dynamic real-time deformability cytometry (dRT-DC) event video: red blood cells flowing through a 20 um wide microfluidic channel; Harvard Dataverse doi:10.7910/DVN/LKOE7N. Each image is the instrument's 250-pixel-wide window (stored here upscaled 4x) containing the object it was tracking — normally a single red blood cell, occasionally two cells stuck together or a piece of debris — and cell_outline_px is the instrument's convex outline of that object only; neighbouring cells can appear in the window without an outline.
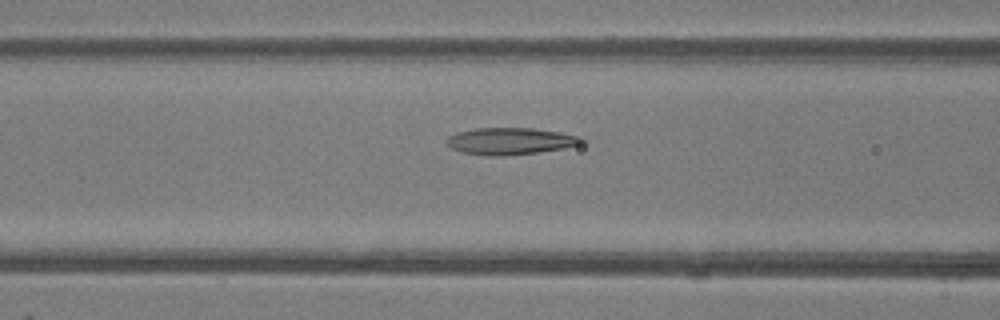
{"species": "common noctule bat (a hibernating species)", "species_latin": "Nyctalus noctula", "temperature_condition": "room temperature", "stored_images_in_passage": 8, "camera_frame_rate_fps": 3000, "um_per_image_px": 0.085, "animal": {"sex": "female"}, "frame": {"image": 1, "passage_image": 6, "time_ms": 1.667, "image_size_px": [1000, 320], "cell_outline_px": [[588, 140], [584, 144], [564, 148], [536, 152], [500, 156], [488, 156], [464, 152], [452, 148], [444, 144], [444, 140], [448, 136], [456, 132], [476, 128], [532, 128], [560, 132], [580, 136]], "centroid_in_image_um": [43.39, 11.99], "position_along_channel_um": 123.2, "area_um2": 21.33}}